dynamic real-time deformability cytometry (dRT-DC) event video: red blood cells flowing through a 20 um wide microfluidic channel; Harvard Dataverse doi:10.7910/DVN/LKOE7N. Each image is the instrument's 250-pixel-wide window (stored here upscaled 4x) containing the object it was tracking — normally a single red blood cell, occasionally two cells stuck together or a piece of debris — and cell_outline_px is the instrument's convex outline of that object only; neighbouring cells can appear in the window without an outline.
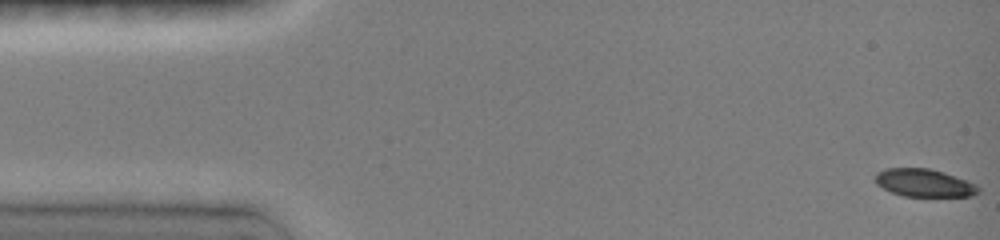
{"species": "common noctule bat (a hibernating species)", "species_latin": "Nyctalus noctula", "temperature_condition": "room temperature", "stored_images_in_passage": 48, "camera_frame_rate_fps": 3000, "um_per_image_px": 0.085, "animal": {"sex": "female", "body_mass_g": 19.0, "forearm_length_mm": 51.5}, "frame": {"image": 1, "passage_image": 1, "time_ms": 0.0, "image_size_px": [1000, 240], "cell_outline_px": [[980, 192], [972, 196], [904, 196], [892, 192], [876, 184], [876, 172], [884, 168], [928, 168], [944, 172], [976, 184], [980, 188]], "centroid_in_image_um": [78.56, 15.54], "position_along_channel_um": 6.4, "area_um2": 16.65}}
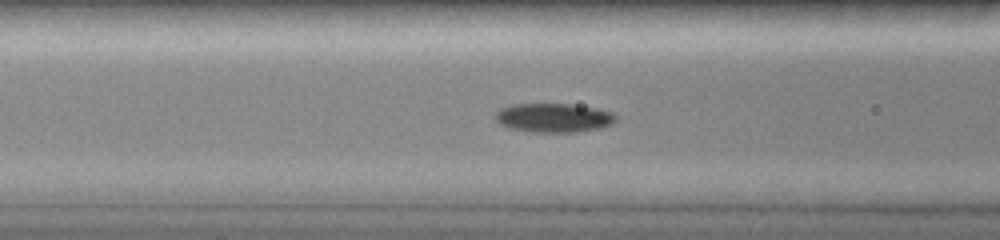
{"frame": {"image": 2, "passage_image": 19, "time_ms": 6.0, "image_size_px": [1000, 240], "cell_outline_px": [[616, 120], [612, 124], [600, 128], [576, 132], [532, 132], [512, 128], [500, 124], [496, 120], [496, 112], [500, 108], [512, 104], [568, 104], [596, 108], [612, 112], [616, 116]], "centroid_in_image_um": [47.07, 10.01], "position_along_channel_um": 119.5, "area_um2": 20.29}}
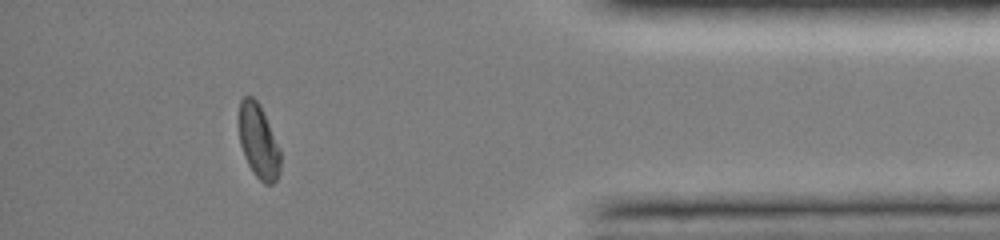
{"frame": {"image": 3, "passage_image": 43, "time_ms": 14.0, "image_size_px": [1000, 240], "cell_outline_px": [[280, 172], [276, 180], [272, 184], [264, 184], [252, 172], [244, 156], [240, 144], [240, 100], [244, 96], [252, 96], [260, 104], [280, 148]], "centroid_in_image_um": [21.99, 12.04], "position_along_channel_um": 413.2, "area_um2": 17.86}, "authors_computed_cell_mechanics": {"area_um2": 18.6983, "velocity_mm_per_s": 4.0026, "shape_relaxation_time_tau1_ms": 4.7239, "shape_relaxation_time_tau2_ms": null, "deformation_change_tau1": 0.1549, "deformation_change_tau2": null}}